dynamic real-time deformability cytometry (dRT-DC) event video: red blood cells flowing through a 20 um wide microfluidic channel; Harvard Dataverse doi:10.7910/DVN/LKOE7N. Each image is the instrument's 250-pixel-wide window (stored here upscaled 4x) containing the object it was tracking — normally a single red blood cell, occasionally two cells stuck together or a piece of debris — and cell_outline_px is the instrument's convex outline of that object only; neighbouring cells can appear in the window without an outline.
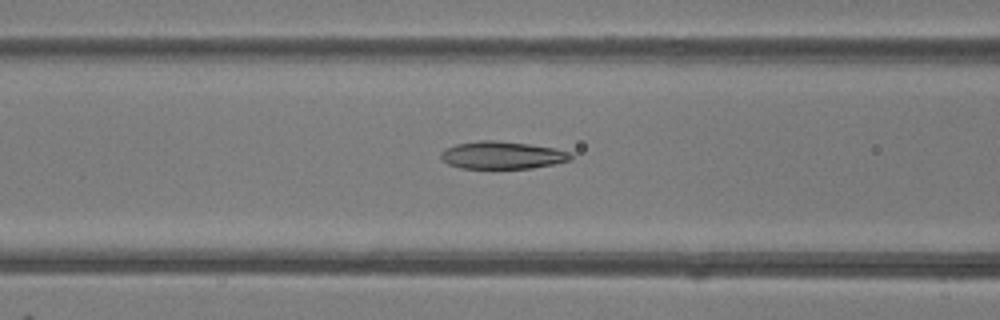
{"species": "common noctule bat (a hibernating species)", "species_latin": "Nyctalus noctula", "temperature_condition": "room temperature", "stored_images_in_passage": 46, "camera_frame_rate_fps": 3000, "um_per_image_px": 0.085, "animal": {"sex": "female"}, "frame": {"image": 1, "passage_image": 17, "time_ms": 5.333, "image_size_px": [1000, 320], "cell_outline_px": [[572, 160], [556, 164], [532, 168], [460, 168], [448, 164], [440, 156], [440, 152], [444, 148], [456, 144], [480, 140], [496, 140], [528, 144], [556, 148], [572, 152]], "centroid_in_image_um": [42.72, 13.18], "position_along_channel_um": 123.9, "area_um2": 21.04}}
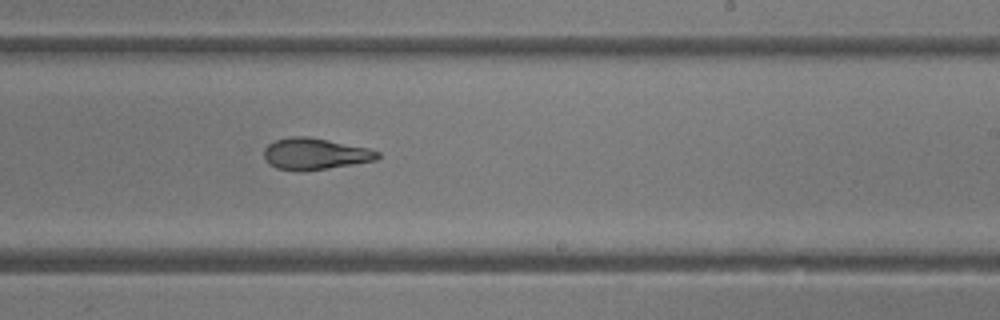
{"frame": {"image": 2, "passage_image": 27, "time_ms": 8.667, "image_size_px": [1000, 320], "cell_outline_px": [[380, 156], [376, 160], [304, 172], [300, 172], [276, 168], [268, 164], [264, 156], [264, 148], [268, 144], [276, 140], [288, 136], [304, 136], [368, 148], [380, 152]], "centroid_in_image_um": [26.73, 13.09], "position_along_channel_um": 262.3, "area_um2": 20.81}}
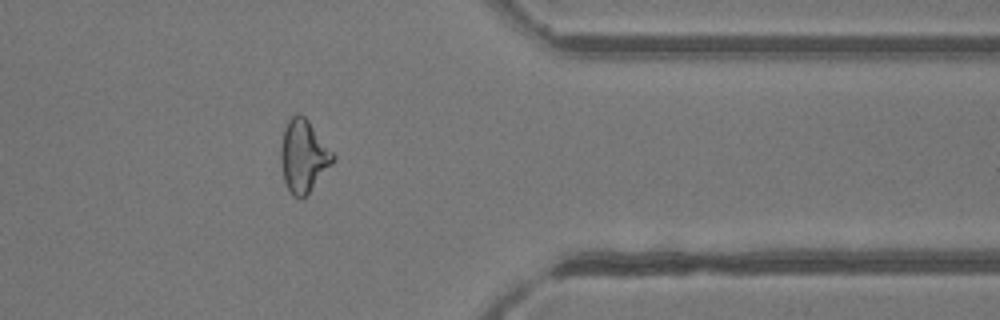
{"frame": {"image": 3, "passage_image": 37, "time_ms": 12.0, "image_size_px": [1000, 320], "cell_outline_px": [[336, 156], [332, 164], [308, 192], [300, 200], [292, 196], [284, 180], [280, 160], [280, 148], [284, 128], [288, 120], [296, 112], [300, 112], [308, 120]], "centroid_in_image_um": [25.77, 13.24], "position_along_channel_um": 385.6, "area_um2": 21.91}, "authors_computed_cell_mechanics": {"area_um2": 22.0218, "velocity_mm_per_s": 4.1432, "shape_relaxation_time_tau1_ms": null, "shape_relaxation_time_tau2_ms": 2.6634, "deformation_change_tau1": null, "deformation_change_tau2": 0.1043}}